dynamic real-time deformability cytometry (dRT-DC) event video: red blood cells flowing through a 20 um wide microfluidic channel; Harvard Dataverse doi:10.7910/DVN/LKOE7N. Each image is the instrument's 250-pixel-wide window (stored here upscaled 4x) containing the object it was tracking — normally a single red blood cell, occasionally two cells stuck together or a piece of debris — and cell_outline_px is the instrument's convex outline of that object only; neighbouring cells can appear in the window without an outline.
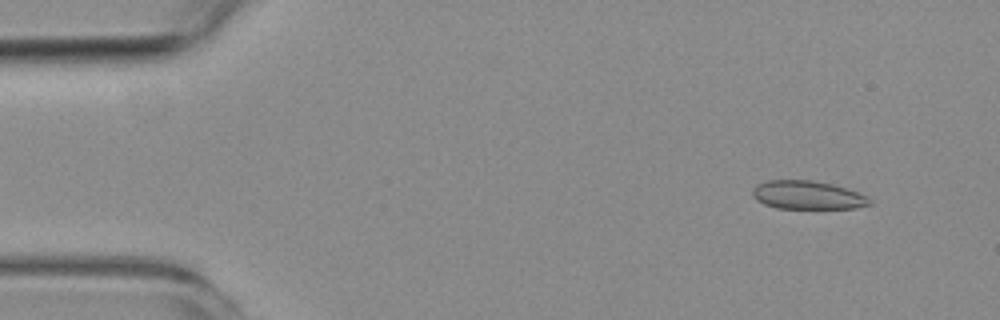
{"species": "common noctule bat (a hibernating species)", "species_latin": "Nyctalus noctula", "temperature_condition": "room temperature", "stored_images_in_passage": 5, "camera_frame_rate_fps": 3000, "um_per_image_px": 0.085, "animal": {"sex": "female", "body_mass_g": 19.3, "forearm_length_mm": 54.1}, "frame": {"image": 1, "passage_image": 1, "time_ms": 0.0, "image_size_px": [1000, 320], "cell_outline_px": [[872, 204], [856, 208], [776, 208], [764, 204], [756, 200], [752, 196], [752, 188], [756, 184], [768, 180], [812, 180], [832, 184], [848, 188], [868, 196], [872, 200]], "centroid_in_image_um": [68.65, 16.58], "position_along_channel_um": 16.4, "area_um2": 19.65}}